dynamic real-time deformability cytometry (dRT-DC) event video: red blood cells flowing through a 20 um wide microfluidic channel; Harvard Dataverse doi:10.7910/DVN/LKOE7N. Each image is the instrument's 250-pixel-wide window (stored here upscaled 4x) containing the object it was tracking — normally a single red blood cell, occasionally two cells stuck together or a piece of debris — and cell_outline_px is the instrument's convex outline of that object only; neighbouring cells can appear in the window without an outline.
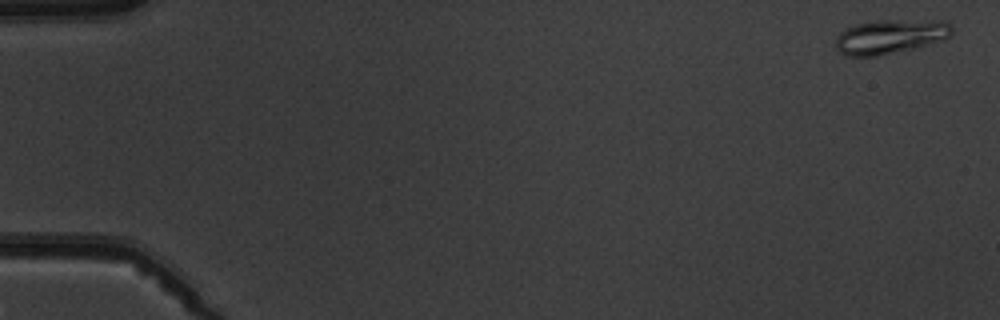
{"species": "common noctule bat (a hibernating species)", "species_latin": "Nyctalus noctula", "temperature_condition": "warm", "stored_images_in_passage": 5, "camera_frame_rate_fps": 3000, "um_per_image_px": 0.085, "animal": {"sex": "male", "body_mass_g": 19.5, "forearm_length_mm": 54.6}, "frame": {"image": 1, "passage_image": 1, "time_ms": 0.0, "image_size_px": [1000, 320], "cell_outline_px": [[952, 32], [944, 40], [916, 48], [876, 56], [844, 56], [836, 48], [836, 36], [840, 32], [856, 24], [880, 20], [944, 20], [952, 24]], "centroid_in_image_um": [75.7, 3.11], "position_along_channel_um": 9.3, "area_um2": 23.41}}
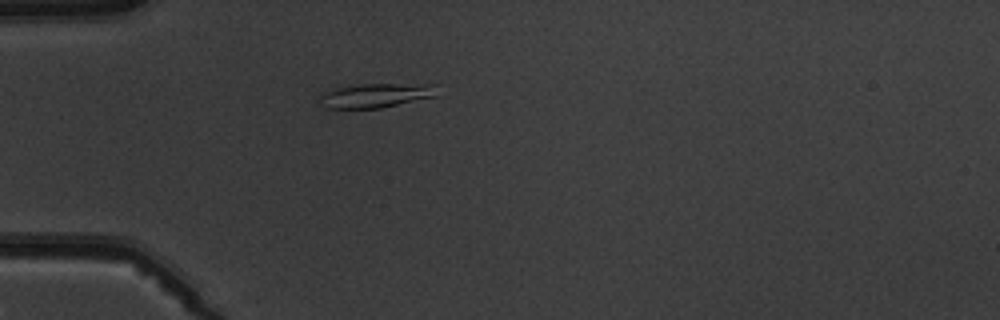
{"frame": {"image": 2, "passage_image": 5, "time_ms": 4.667, "image_size_px": [1000, 320], "cell_outline_px": [[436, 96], [380, 108], [324, 108], [320, 104], [320, 96], [324, 92], [336, 88], [360, 84], [436, 84]], "centroid_in_image_um": [31.93, 8.11], "position_along_channel_um": 53.1, "area_um2": 16.47}}